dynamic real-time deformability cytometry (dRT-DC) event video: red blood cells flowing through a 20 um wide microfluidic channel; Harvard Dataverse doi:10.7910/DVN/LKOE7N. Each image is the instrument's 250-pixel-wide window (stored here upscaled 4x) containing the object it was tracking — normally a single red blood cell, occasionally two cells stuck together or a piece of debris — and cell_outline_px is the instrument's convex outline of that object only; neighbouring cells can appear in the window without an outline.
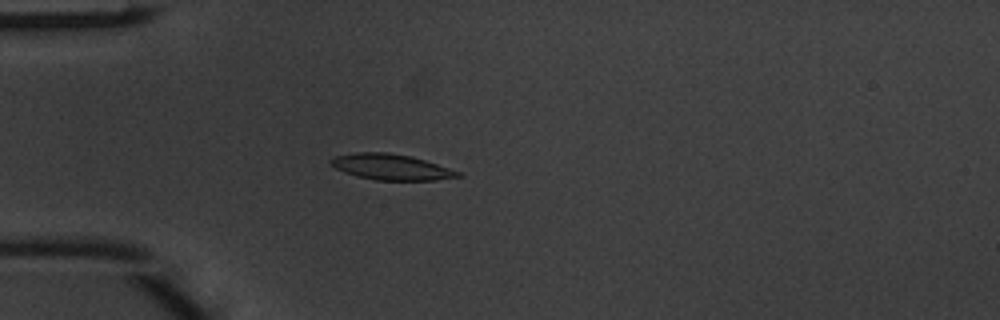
{"species": "common noctule bat (a hibernating species)", "species_latin": "Nyctalus noctula", "temperature_condition": "warm", "stored_images_in_passage": 3, "camera_frame_rate_fps": 3000, "um_per_image_px": 0.085, "animal": {"sex": "male", "body_mass_g": 20.1, "forearm_length_mm": 53.5}, "frame": {"image": 1, "passage_image": 3, "time_ms": 0.667, "image_size_px": [1000, 320], "cell_outline_px": [[464, 176], [436, 180], [376, 180], [356, 176], [344, 172], [336, 168], [328, 160], [336, 156], [356, 152], [388, 152], [412, 156], [460, 172]], "centroid_in_image_um": [33.24, 14.19], "position_along_channel_um": 51.8, "area_um2": 19.02}}